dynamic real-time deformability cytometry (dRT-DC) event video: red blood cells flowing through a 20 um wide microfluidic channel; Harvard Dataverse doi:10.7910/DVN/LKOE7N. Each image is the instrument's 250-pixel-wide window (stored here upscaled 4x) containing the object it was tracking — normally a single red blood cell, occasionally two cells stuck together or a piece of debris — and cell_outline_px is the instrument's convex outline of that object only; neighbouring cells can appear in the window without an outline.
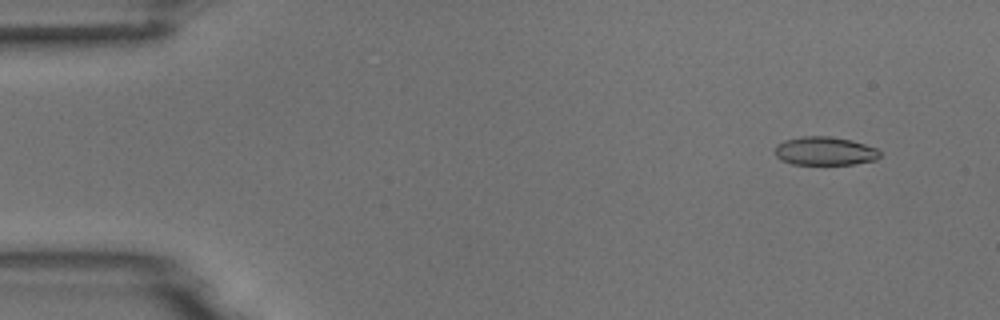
{"species": "common noctule bat (a hibernating species)", "species_latin": "Nyctalus noctula", "temperature_condition": "room temperature", "stored_images_in_passage": 6, "camera_frame_rate_fps": 3000, "um_per_image_px": 0.085, "animal": {"sex": "male", "body_mass_g": 18.8}, "frame": {"image": 1, "passage_image": 2, "time_ms": 1.0, "image_size_px": [1000, 320], "cell_outline_px": [[880, 156], [876, 160], [852, 164], [792, 164], [780, 160], [776, 156], [776, 144], [784, 140], [804, 136], [828, 136], [852, 140], [876, 148], [880, 152]], "centroid_in_image_um": [70.1, 12.84], "position_along_channel_um": 14.9, "area_um2": 17.4}}
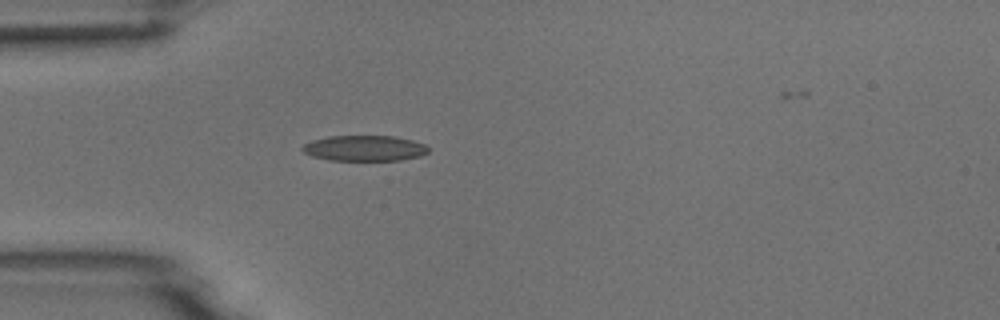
{"frame": {"image": 2, "passage_image": 5, "time_ms": 4.667, "image_size_px": [1000, 320], "cell_outline_px": [[428, 152], [420, 156], [400, 160], [328, 160], [312, 156], [304, 152], [300, 148], [304, 144], [312, 140], [328, 136], [392, 136], [412, 140], [424, 144], [428, 148]], "centroid_in_image_um": [30.95, 12.6], "position_along_channel_um": 54.0, "area_um2": 18.73}}